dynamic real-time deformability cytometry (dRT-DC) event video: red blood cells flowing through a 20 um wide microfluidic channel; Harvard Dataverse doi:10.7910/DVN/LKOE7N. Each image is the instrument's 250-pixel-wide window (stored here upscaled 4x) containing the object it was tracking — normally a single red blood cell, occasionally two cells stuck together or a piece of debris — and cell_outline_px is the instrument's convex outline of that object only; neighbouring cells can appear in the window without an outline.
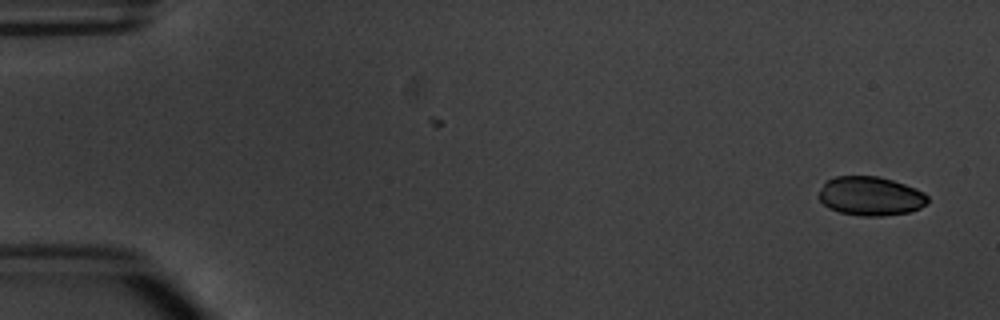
{"species": "common noctule bat (a hibernating species)", "species_latin": "Nyctalus noctula", "temperature_condition": "warm", "stored_images_in_passage": 2, "camera_frame_rate_fps": 3000, "um_per_image_px": 0.085, "animal": {"sex": "male", "body_mass_g": 20.1, "forearm_length_mm": 53.5}, "frame": {"image": 1, "passage_image": 2, "time_ms": 1.0, "image_size_px": [1000, 320], "cell_outline_px": [[928, 204], [920, 208], [908, 212], [884, 216], [860, 216], [840, 212], [828, 208], [816, 196], [824, 184], [828, 180], [836, 176], [876, 176], [892, 180], [916, 188], [924, 192], [928, 196]], "centroid_in_image_um": [74.0, 16.67], "position_along_channel_um": 11.0, "area_um2": 24.85}}